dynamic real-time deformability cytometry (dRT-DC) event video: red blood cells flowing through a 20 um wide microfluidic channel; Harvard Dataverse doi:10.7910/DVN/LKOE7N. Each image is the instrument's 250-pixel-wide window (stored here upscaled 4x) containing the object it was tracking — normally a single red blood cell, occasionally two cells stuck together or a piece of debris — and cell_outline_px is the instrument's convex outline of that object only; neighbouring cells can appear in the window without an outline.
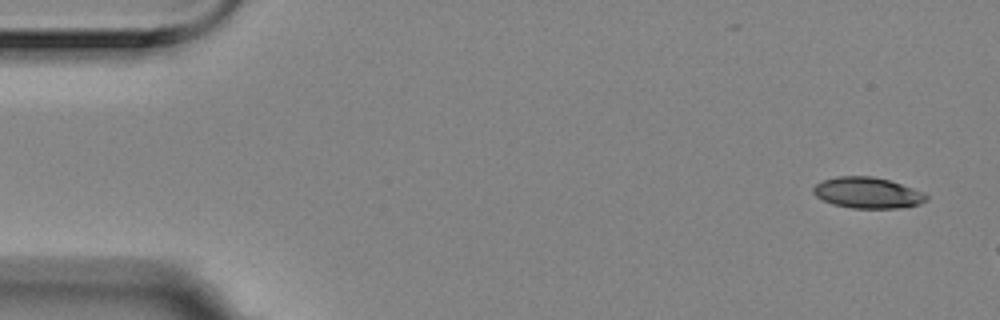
{"species": "Egyptian fruit bat (a non-hibernating species)", "species_latin": "Rousettus aegyptiacus", "temperature_condition": "room temperature", "stored_images_in_passage": 3, "camera_frame_rate_fps": 3000, "um_per_image_px": 0.085, "animal": {"sex": "female"}, "frame": {"image": 1, "passage_image": 1, "time_ms": 0.0, "image_size_px": [1000, 320], "cell_outline_px": [[928, 200], [920, 204], [900, 208], [852, 208], [832, 204], [816, 196], [812, 192], [812, 188], [820, 180], [836, 176], [872, 176], [888, 180], [924, 192], [928, 196]], "centroid_in_image_um": [73.72, 16.38], "position_along_channel_um": 11.3, "area_um2": 20.52}}